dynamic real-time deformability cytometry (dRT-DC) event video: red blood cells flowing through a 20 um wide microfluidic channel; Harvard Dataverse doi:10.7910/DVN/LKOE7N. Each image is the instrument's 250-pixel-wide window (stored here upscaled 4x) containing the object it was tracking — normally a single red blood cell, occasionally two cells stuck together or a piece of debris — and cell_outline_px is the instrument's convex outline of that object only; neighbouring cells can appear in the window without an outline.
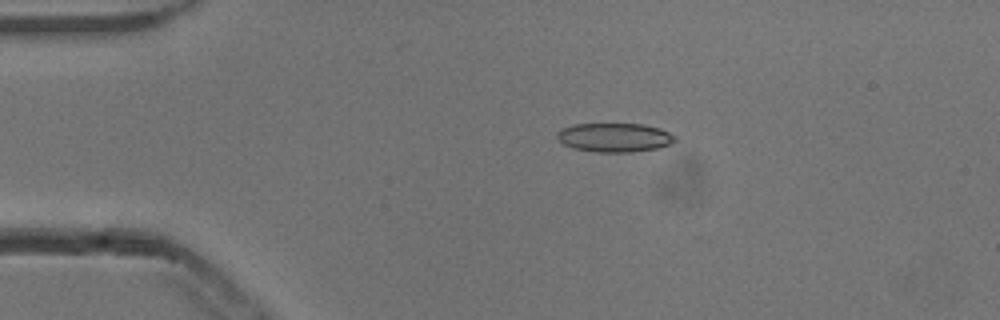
{"species": "common noctule bat (a hibernating species)", "species_latin": "Nyctalus noctula", "temperature_condition": "cold", "stored_images_in_passage": 44, "camera_frame_rate_fps": 3000, "um_per_image_px": 0.085, "animal": {"sex": "male", "body_mass_g": 13.3}, "frame": {"image": 1, "passage_image": 2, "time_ms": 0.333, "image_size_px": [1000, 320], "cell_outline_px": [[676, 140], [668, 144], [656, 148], [632, 152], [596, 152], [572, 148], [564, 144], [556, 136], [556, 132], [572, 124], [644, 124], [660, 128], [676, 136]], "centroid_in_image_um": [52.22, 11.68], "position_along_channel_um": 32.8, "area_um2": 19.83}}
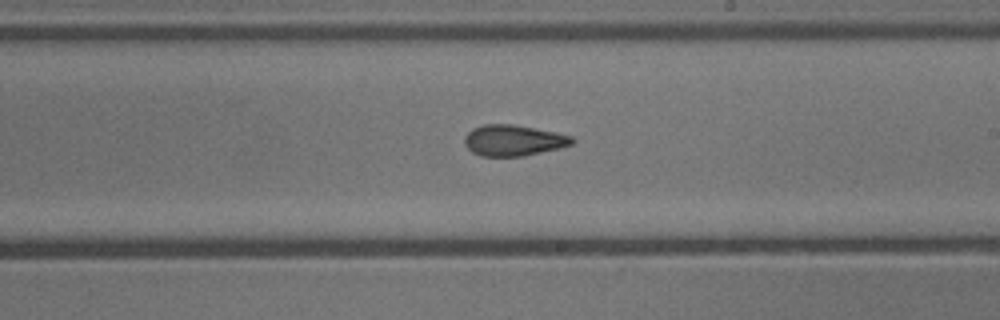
{"frame": {"image": 2, "passage_image": 22, "time_ms": 7.0, "image_size_px": [1000, 320], "cell_outline_px": [[576, 140], [572, 144], [560, 148], [524, 156], [480, 156], [472, 152], [464, 144], [464, 136], [472, 128], [484, 124], [512, 124], [556, 132], [572, 136]], "centroid_in_image_um": [43.63, 11.93], "position_along_channel_um": 245.4, "area_um2": 19.54}}
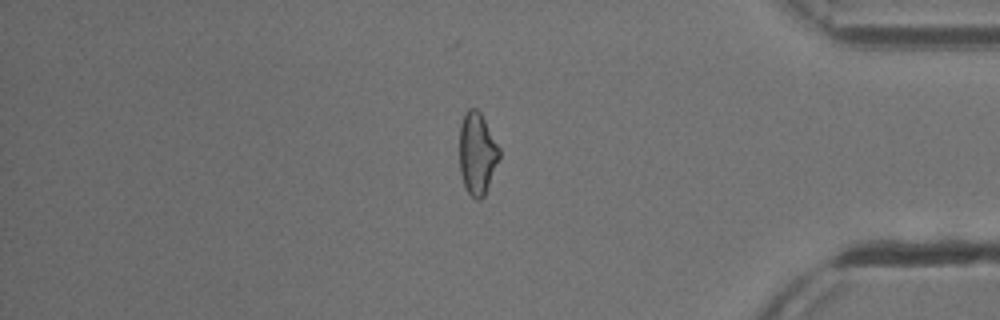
{"frame": {"image": 3, "passage_image": 36, "time_ms": 11.667, "image_size_px": [1000, 320], "cell_outline_px": [[500, 156], [484, 196], [480, 200], [476, 200], [468, 192], [464, 184], [460, 172], [460, 124], [468, 108], [476, 108], [480, 112], [500, 148]], "centroid_in_image_um": [40.56, 13.04], "position_along_channel_um": 394.6, "area_um2": 18.84}, "authors_computed_cell_mechanics": {"area_um2": 19.652, "velocity_mm_per_s": 3.8511, "shape_relaxation_time_tau1_ms": null, "shape_relaxation_time_tau2_ms": 2.5962, "deformation_change_tau1": null, "deformation_change_tau2": 0.0924}}